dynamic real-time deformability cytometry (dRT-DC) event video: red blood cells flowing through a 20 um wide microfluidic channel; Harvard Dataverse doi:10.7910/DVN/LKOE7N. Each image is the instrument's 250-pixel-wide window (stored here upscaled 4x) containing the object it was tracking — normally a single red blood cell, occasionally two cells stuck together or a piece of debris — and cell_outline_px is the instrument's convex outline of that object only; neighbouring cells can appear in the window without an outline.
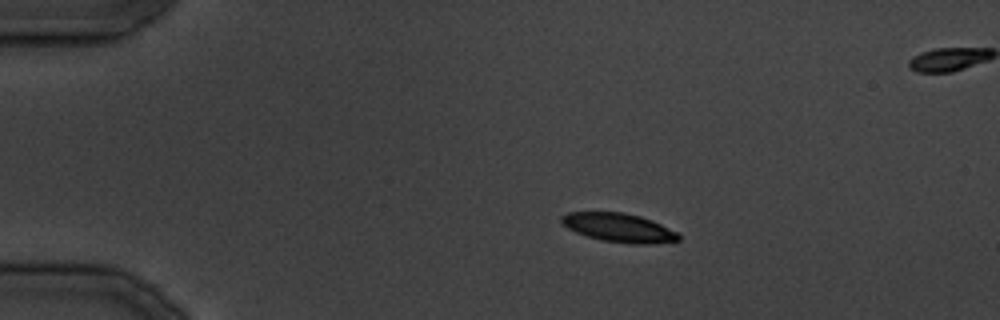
{"species": "common noctule bat (a hibernating species)", "species_latin": "Nyctalus noctula", "temperature_condition": "cold", "stored_images_in_passage": 10, "camera_frame_rate_fps": 3000, "um_per_image_px": 0.085, "animal": {"sex": "male", "body_mass_g": 19.5, "forearm_length_mm": 54.6}, "frame": {"image": 1, "passage_image": 1, "time_ms": 0.0, "image_size_px": [1000, 320], "cell_outline_px": [[680, 240], [648, 244], [632, 244], [600, 240], [576, 232], [568, 228], [560, 220], [560, 216], [568, 212], [624, 212], [640, 216], [652, 220], [676, 232], [680, 236]], "centroid_in_image_um": [52.59, 19.35], "position_along_channel_um": 32.4, "area_um2": 19.54}}
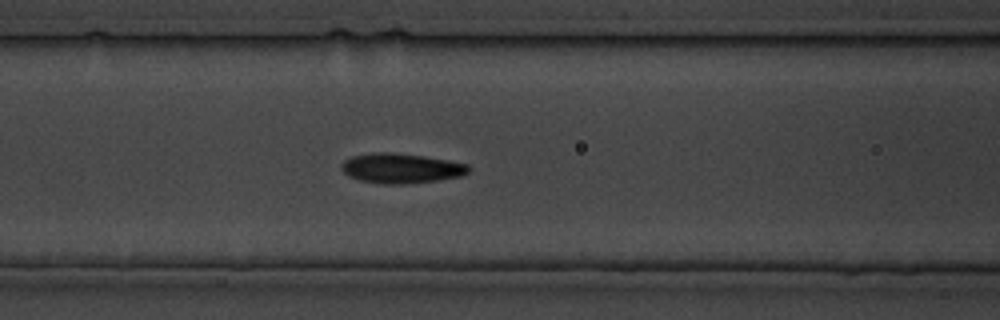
{"frame": {"image": 2, "passage_image": 10, "time_ms": 10.0, "image_size_px": [1000, 320], "cell_outline_px": [[472, 168], [468, 172], [460, 176], [436, 180], [400, 184], [384, 184], [360, 180], [348, 176], [340, 168], [340, 164], [344, 160], [352, 156], [372, 152], [392, 152], [424, 156], [448, 160], [468, 164]], "centroid_in_image_um": [34.07, 14.29], "position_along_channel_um": 132.5, "area_um2": 22.14}}